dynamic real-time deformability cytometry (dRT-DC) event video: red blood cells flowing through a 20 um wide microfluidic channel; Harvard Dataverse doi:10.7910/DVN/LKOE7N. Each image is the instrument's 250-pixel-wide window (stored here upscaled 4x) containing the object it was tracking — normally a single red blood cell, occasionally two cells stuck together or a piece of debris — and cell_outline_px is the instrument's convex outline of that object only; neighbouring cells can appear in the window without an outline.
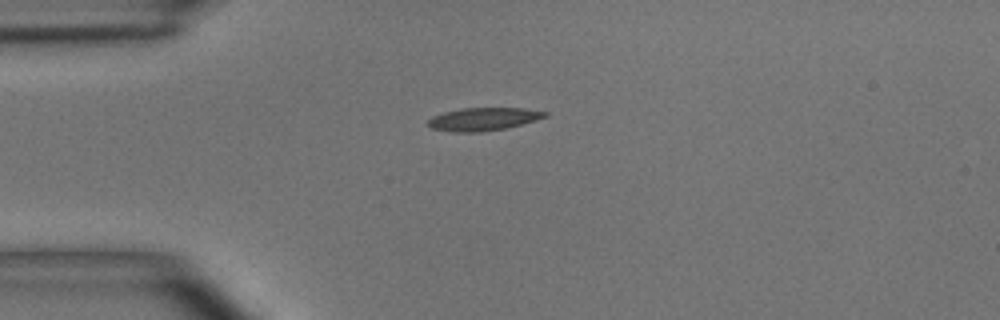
{"species": "common noctule bat (a hibernating species)", "species_latin": "Nyctalus noctula", "temperature_condition": "room temperature", "stored_images_in_passage": 3, "camera_frame_rate_fps": 3000, "um_per_image_px": 0.085, "animal": {"sex": "male", "body_mass_g": 15.6}, "frame": {"image": 1, "passage_image": 1, "time_ms": 0.0, "image_size_px": [1000, 320], "cell_outline_px": [[548, 116], [536, 120], [504, 128], [480, 132], [452, 132], [432, 128], [428, 124], [428, 120], [432, 116], [444, 112], [460, 108], [524, 108], [548, 112]], "centroid_in_image_um": [41.07, 10.11], "position_along_channel_um": 43.9, "area_um2": 15.55}}
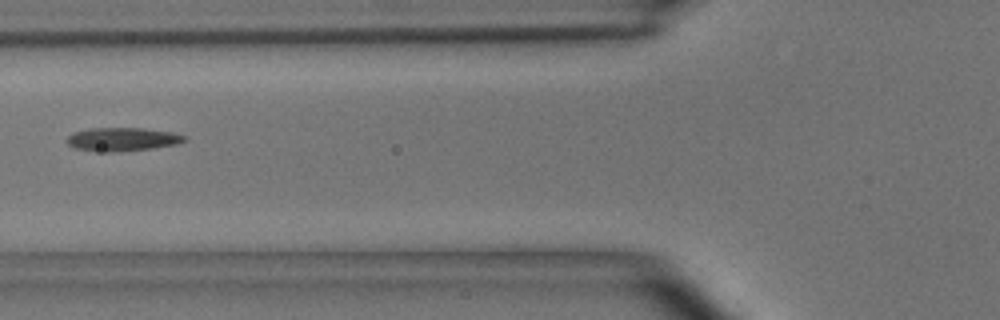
{"frame": {"image": 2, "passage_image": 3, "time_ms": 2.333, "image_size_px": [1000, 320], "cell_outline_px": [[188, 140], [176, 144], [152, 148], [112, 152], [108, 152], [76, 148], [68, 144], [68, 136], [72, 132], [92, 128], [144, 128], [172, 132], [188, 136]], "centroid_in_image_um": [10.45, 11.82], "position_along_channel_um": 115.3, "area_um2": 15.95}}